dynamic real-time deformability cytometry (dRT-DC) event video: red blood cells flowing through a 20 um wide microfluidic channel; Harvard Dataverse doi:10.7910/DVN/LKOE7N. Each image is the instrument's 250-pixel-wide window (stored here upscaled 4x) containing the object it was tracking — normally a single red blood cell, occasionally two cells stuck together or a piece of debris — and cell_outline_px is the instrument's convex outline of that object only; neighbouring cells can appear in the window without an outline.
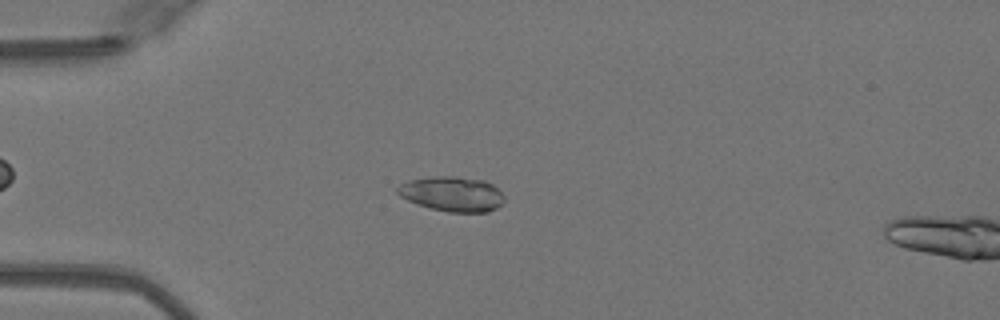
{"species": "Egyptian fruit bat (a non-hibernating species)", "species_latin": "Rousettus aegyptiacus", "temperature_condition": "warm", "stored_images_in_passage": 16, "camera_frame_rate_fps": 3000, "um_per_image_px": 0.085, "animal": {"sex": "female"}, "frame": {"image": 1, "passage_image": 14, "time_ms": 4.333, "image_size_px": [1000, 320], "cell_outline_px": [[504, 200], [496, 208], [488, 212], [448, 212], [416, 204], [400, 196], [396, 192], [396, 188], [400, 184], [408, 180], [440, 176], [456, 176], [484, 180], [492, 184], [504, 196]], "centroid_in_image_um": [38.42, 16.48], "position_along_channel_um": 46.6, "area_um2": 21.62}}